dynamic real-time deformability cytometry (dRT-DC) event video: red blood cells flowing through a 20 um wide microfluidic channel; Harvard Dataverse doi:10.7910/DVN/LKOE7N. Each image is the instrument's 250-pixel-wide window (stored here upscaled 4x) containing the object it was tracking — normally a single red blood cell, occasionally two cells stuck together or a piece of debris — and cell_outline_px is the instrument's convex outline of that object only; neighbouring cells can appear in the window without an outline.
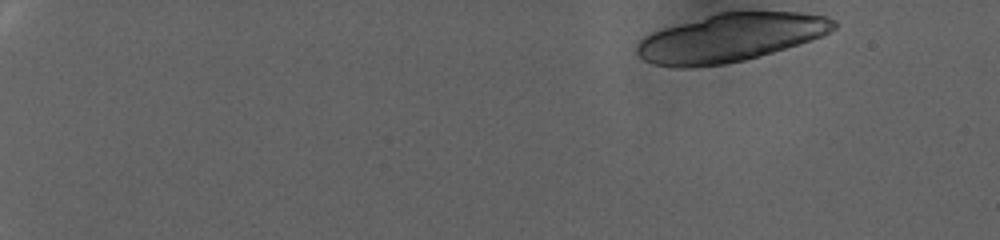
{"species": "human", "species_latin": "Homo sapiens", "temperature_condition": "warm", "stored_images_in_passage": 25, "camera_frame_rate_fps": 3000, "um_per_image_px": 0.085, "donor": {"sex": "female"}, "frame": {"image": 1, "passage_image": 1, "time_ms": 0.0, "image_size_px": [1000, 240], "cell_outline_px": [[840, 24], [836, 28], [820, 36], [772, 52], [744, 60], [724, 64], [688, 68], [680, 68], [652, 64], [644, 60], [636, 52], [636, 44], [644, 36], [652, 32], [664, 28], [720, 12], [800, 12], [828, 16], [836, 20]], "centroid_in_image_um": [62.07, 3.2], "position_along_channel_um": 22.9, "area_um2": 54.85}}
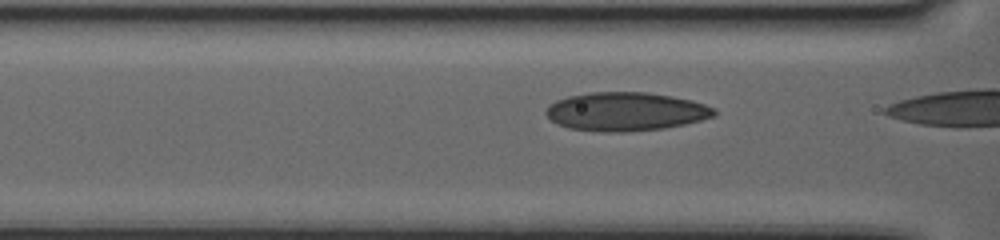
{"frame": {"image": 2, "passage_image": 23, "time_ms": 7.333, "image_size_px": [1000, 240], "cell_outline_px": [[716, 116], [684, 124], [664, 128], [624, 132], [604, 132], [568, 128], [556, 124], [544, 112], [548, 104], [556, 100], [568, 96], [588, 92], [648, 92], [672, 96], [692, 100], [716, 108]], "centroid_in_image_um": [53.17, 9.48], "position_along_channel_um": 113.4, "area_um2": 38.09}}